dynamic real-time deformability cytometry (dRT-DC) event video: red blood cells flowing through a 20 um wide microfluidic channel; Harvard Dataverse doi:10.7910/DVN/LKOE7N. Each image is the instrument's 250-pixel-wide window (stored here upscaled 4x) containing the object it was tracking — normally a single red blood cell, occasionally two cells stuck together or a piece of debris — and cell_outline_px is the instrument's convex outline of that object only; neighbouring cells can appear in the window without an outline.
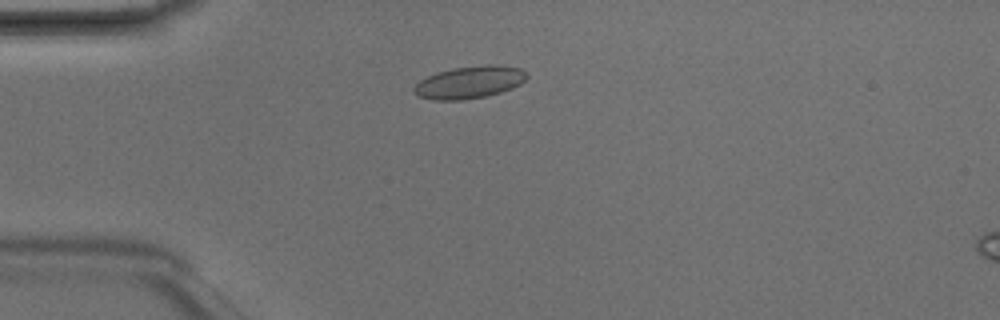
{"species": "Egyptian fruit bat (a non-hibernating species)", "species_latin": "Rousettus aegyptiacus", "temperature_condition": "room temperature", "stored_images_in_passage": 2, "camera_frame_rate_fps": 3000, "um_per_image_px": 0.085, "animal": {"sex": "male"}, "frame": {"image": 1, "passage_image": 1, "time_ms": 0.0, "image_size_px": [1000, 320], "cell_outline_px": [[528, 76], [520, 84], [512, 88], [488, 96], [460, 100], [432, 100], [420, 96], [412, 92], [412, 88], [420, 80], [436, 72], [452, 68], [484, 64], [496, 64], [520, 68]], "centroid_in_image_um": [39.88, 6.99], "position_along_channel_um": 45.1, "area_um2": 21.39}}